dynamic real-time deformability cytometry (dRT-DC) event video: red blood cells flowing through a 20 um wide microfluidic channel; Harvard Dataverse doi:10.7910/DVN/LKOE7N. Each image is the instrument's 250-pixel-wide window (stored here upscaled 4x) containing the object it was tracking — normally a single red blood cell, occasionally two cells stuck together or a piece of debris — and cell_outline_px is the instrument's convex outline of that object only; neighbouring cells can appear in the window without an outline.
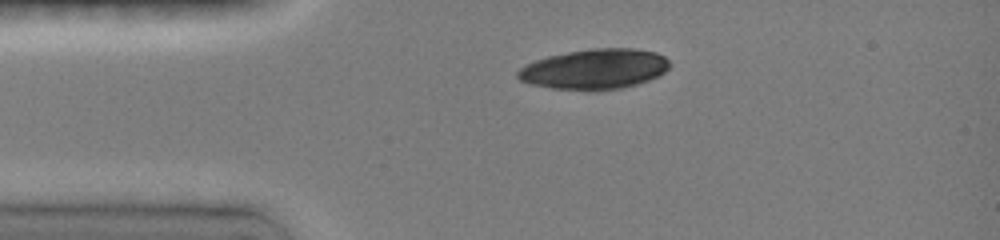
{"species": "common noctule bat (a hibernating species)", "species_latin": "Nyctalus noctula", "temperature_condition": "room temperature", "stored_images_in_passage": 1, "camera_frame_rate_fps": 3000, "um_per_image_px": 0.085, "animal": {"sex": "female", "body_mass_g": 19.0, "forearm_length_mm": 51.5}, "frame": {"image": 1, "passage_image": 1, "time_ms": 0.0, "image_size_px": [1000, 240], "cell_outline_px": [[620, 88], [592, 92], [556, 88], [536, 84], [524, 80], [520, 76], [520, 72], [528, 64], [552, 56], [592, 48], [612, 48], [620, 84]], "centroid_in_image_um": [48.95, 6.03], "position_along_channel_um": 36.1, "area_um2": 23.29}}